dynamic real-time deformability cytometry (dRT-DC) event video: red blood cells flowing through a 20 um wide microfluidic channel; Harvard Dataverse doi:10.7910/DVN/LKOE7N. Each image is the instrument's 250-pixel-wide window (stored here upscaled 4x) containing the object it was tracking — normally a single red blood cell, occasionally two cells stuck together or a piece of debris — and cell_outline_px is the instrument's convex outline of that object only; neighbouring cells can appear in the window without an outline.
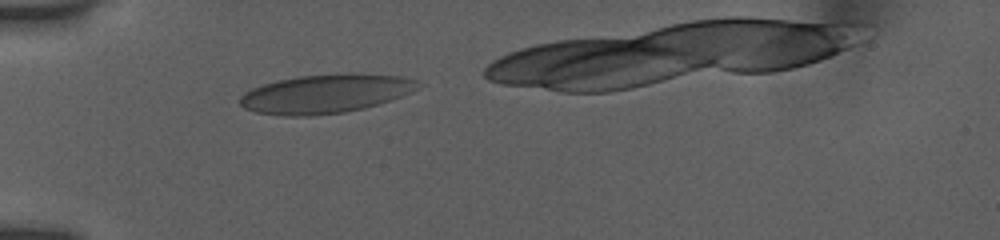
{"species": "human", "species_latin": "Homo sapiens", "temperature_condition": "room temperature", "stored_images_in_passage": 25, "camera_frame_rate_fps": 3000, "um_per_image_px": 0.085, "donor": {"sex": "female"}, "frame": {"image": 1, "passage_image": 3, "time_ms": 0.667, "image_size_px": [1000, 240], "cell_outline_px": [[424, 84], [400, 96], [364, 108], [344, 112], [308, 116], [284, 116], [256, 112], [244, 108], [240, 104], [240, 96], [244, 92], [252, 88], [264, 84], [296, 76], [352, 72], [404, 76], [416, 80]], "centroid_in_image_um": [27.67, 7.95], "position_along_channel_um": 57.3, "area_um2": 40.34}}
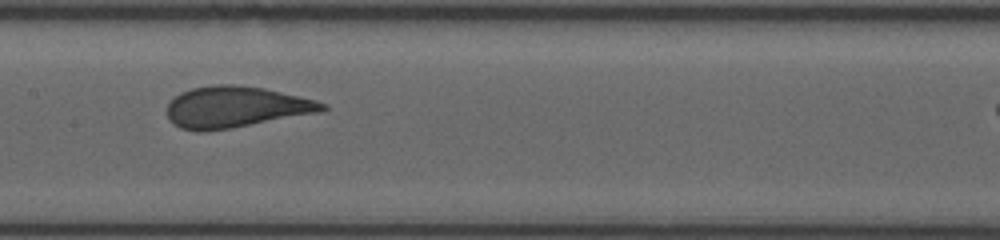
{"frame": {"image": 2, "passage_image": 11, "time_ms": 4.333, "image_size_px": [1000, 240], "cell_outline_px": [[328, 108], [324, 112], [232, 128], [204, 132], [196, 132], [180, 128], [172, 124], [168, 120], [168, 104], [180, 92], [192, 88], [212, 84], [232, 84], [264, 88], [316, 100], [328, 104]], "centroid_in_image_um": [20.05, 9.11], "position_along_channel_um": 187.3, "area_um2": 37.8}}
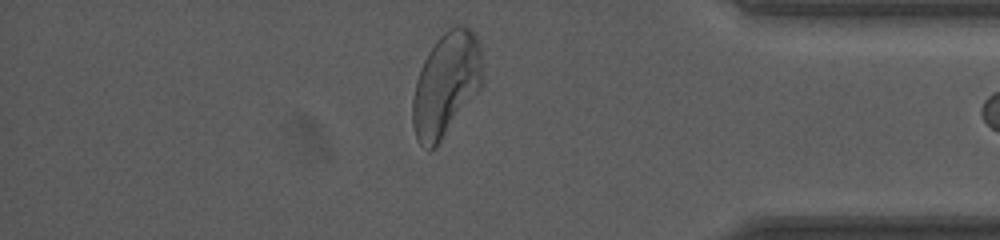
{"frame": {"image": 3, "passage_image": 24, "time_ms": 10.333, "image_size_px": [1000, 240], "cell_outline_px": [[484, 84], [436, 148], [428, 152], [420, 144], [416, 136], [412, 124], [412, 100], [416, 80], [420, 68], [428, 52], [436, 40], [448, 28], [456, 24], [464, 24], [476, 32], [480, 44], [484, 80]], "centroid_in_image_um": [37.94, 7.16], "position_along_channel_um": 397.3, "area_um2": 43.23}}